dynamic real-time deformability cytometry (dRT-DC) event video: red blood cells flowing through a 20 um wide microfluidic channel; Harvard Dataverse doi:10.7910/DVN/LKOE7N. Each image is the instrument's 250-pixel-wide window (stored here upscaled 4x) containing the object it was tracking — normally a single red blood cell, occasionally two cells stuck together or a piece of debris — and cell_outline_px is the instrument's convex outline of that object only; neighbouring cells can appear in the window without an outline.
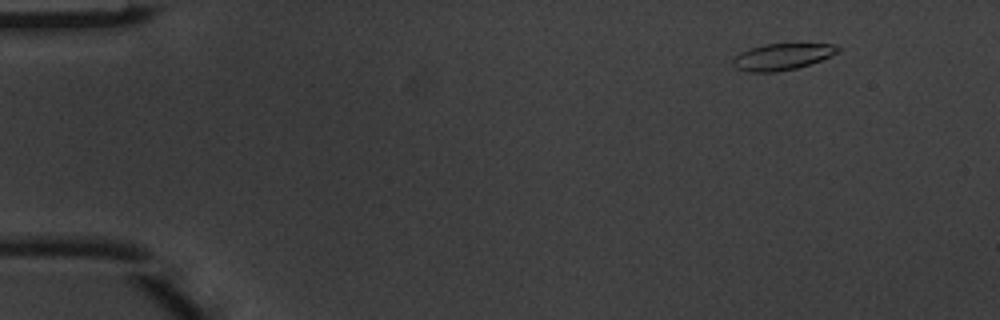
{"species": "common noctule bat (a hibernating species)", "species_latin": "Nyctalus noctula", "temperature_condition": "warm", "stored_images_in_passage": 4, "camera_frame_rate_fps": 3000, "um_per_image_px": 0.085, "animal": {"sex": "male", "body_mass_g": 20.1, "forearm_length_mm": 53.5}, "frame": {"image": 1, "passage_image": 2, "time_ms": 0.333, "image_size_px": [1000, 320], "cell_outline_px": [[840, 52], [820, 60], [796, 68], [776, 72], [748, 72], [736, 68], [732, 64], [732, 60], [740, 52], [764, 44], [832, 44], [840, 48]], "centroid_in_image_um": [66.46, 4.82], "position_along_channel_um": 18.5, "area_um2": 16.01}}
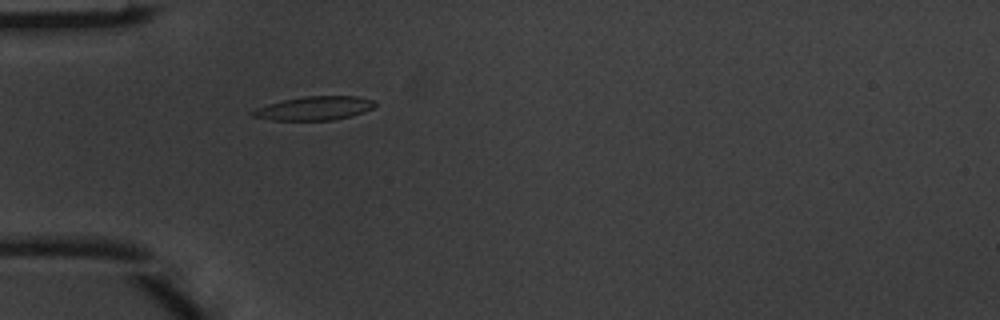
{"frame": {"image": 2, "passage_image": 4, "time_ms": 1.0, "image_size_px": [1000, 320], "cell_outline_px": [[376, 104], [372, 108], [364, 112], [352, 116], [332, 120], [272, 120], [252, 116], [248, 112], [256, 108], [268, 104], [284, 100], [304, 96], [356, 96], [376, 100]], "centroid_in_image_um": [26.73, 9.2], "position_along_channel_um": 58.3, "area_um2": 16.99}}